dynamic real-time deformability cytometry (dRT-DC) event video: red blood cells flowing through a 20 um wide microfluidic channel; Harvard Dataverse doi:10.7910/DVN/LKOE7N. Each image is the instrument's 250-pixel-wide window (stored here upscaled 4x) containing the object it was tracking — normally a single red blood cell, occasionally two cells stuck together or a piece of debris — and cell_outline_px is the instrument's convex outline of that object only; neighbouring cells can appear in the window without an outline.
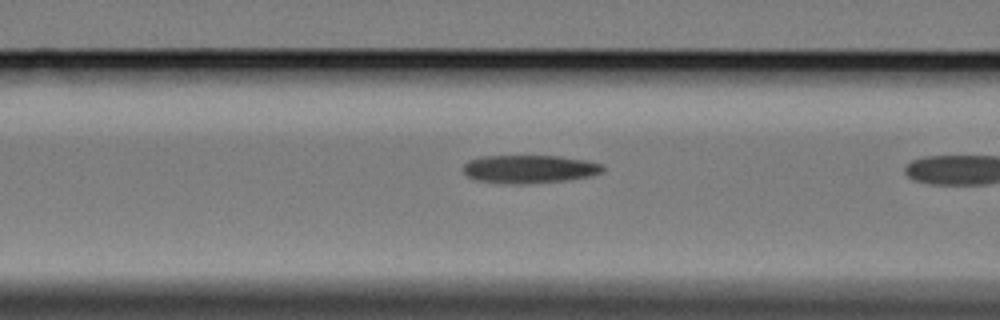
{"species": "Egyptian fruit bat (a non-hibernating species)", "species_latin": "Rousettus aegyptiacus", "temperature_condition": "cold", "stored_images_in_passage": 38, "camera_frame_rate_fps": 3000, "um_per_image_px": 0.085, "animal": {"sex": "female"}, "frame": {"image": 1, "passage_image": 18, "time_ms": 5.667, "image_size_px": [1000, 320], "cell_outline_px": [[604, 172], [588, 176], [568, 180], [528, 184], [512, 184], [476, 180], [468, 176], [464, 172], [464, 164], [468, 160], [480, 156], [560, 156], [588, 160], [604, 164]], "centroid_in_image_um": [45.03, 14.36], "position_along_channel_um": 121.6, "area_um2": 23.12}}
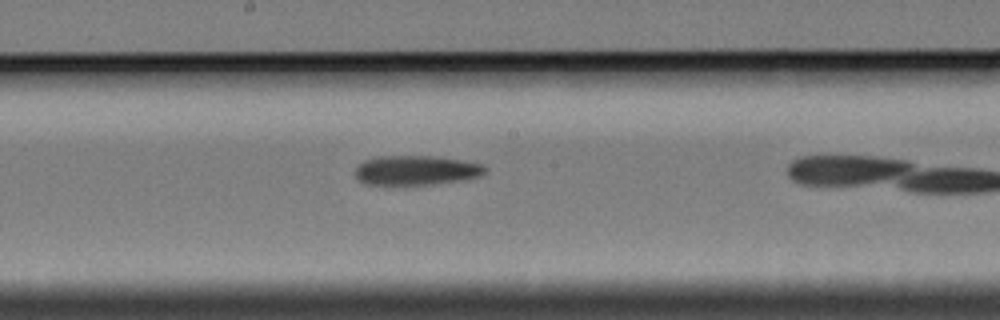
{"frame": {"image": 2, "passage_image": 26, "time_ms": 8.333, "image_size_px": [1000, 320], "cell_outline_px": [[488, 168], [480, 176], [464, 180], [432, 184], [364, 184], [356, 176], [356, 168], [364, 160], [380, 156], [432, 156], [480, 164]], "centroid_in_image_um": [35.36, 14.48], "position_along_channel_um": 212.8, "area_um2": 21.96}}
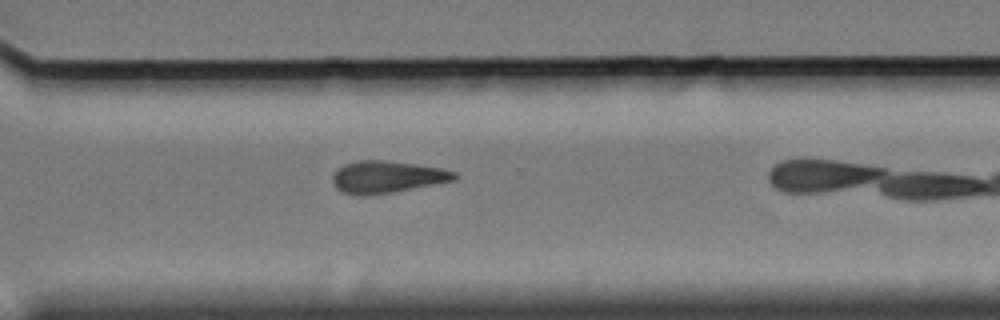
{"frame": {"image": 3, "passage_image": 37, "time_ms": 12.0, "image_size_px": [1000, 320], "cell_outline_px": [[460, 176], [456, 180], [392, 192], [364, 196], [344, 192], [336, 188], [332, 180], [332, 176], [336, 168], [344, 164], [360, 160], [384, 160], [440, 168], [456, 172]], "centroid_in_image_um": [32.88, 15.03], "position_along_channel_um": 337.7, "area_um2": 22.66}}